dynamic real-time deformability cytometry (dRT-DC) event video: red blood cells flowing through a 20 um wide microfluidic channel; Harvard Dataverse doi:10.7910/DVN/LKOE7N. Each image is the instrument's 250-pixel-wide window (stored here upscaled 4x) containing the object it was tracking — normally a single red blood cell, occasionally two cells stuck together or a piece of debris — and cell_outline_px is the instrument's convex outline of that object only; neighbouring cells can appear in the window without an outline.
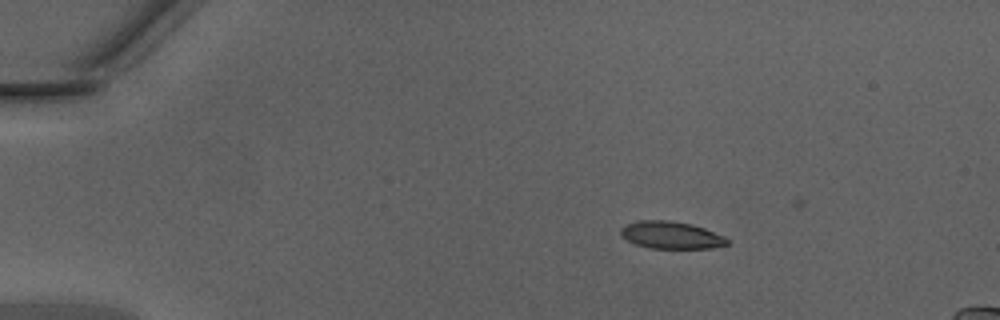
{"species": "Egyptian fruit bat (a non-hibernating species)", "species_latin": "Rousettus aegyptiacus", "temperature_condition": "warm", "stored_images_in_passage": 42, "segment_of_instrument_passage": [1, 2], "camera_frame_rate_fps": 3000, "um_per_image_px": 0.085, "animal": {"sex": "male"}, "frame": {"image": 1, "passage_image": 1, "time_ms": 0.0, "image_size_px": [1000, 320], "cell_outline_px": [[728, 244], [712, 248], [648, 248], [636, 244], [620, 236], [620, 228], [636, 220], [668, 220], [692, 224], [704, 228], [724, 236], [728, 240]], "centroid_in_image_um": [57.02, 19.98], "position_along_channel_um": 28.0, "area_um2": 16.94}}
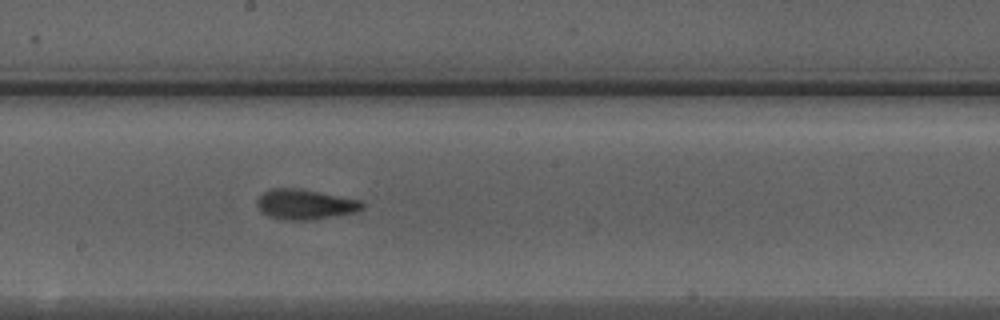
{"frame": {"image": 2, "passage_image": 20, "time_ms": 6.333, "image_size_px": [1000, 320], "cell_outline_px": [[364, 208], [356, 212], [312, 220], [284, 220], [268, 216], [256, 204], [256, 200], [268, 188], [300, 188], [360, 200], [364, 204]], "centroid_in_image_um": [25.93, 17.36], "position_along_channel_um": 222.3, "area_um2": 18.5}}
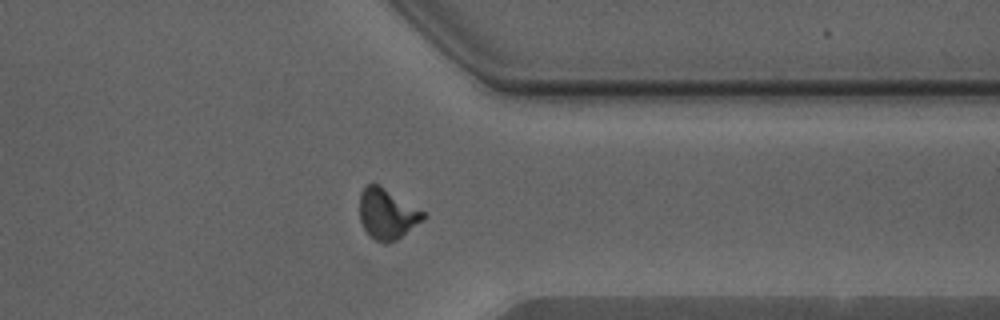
{"frame": {"image": 3, "passage_image": 31, "time_ms": 10.0, "image_size_px": [1000, 320], "cell_outline_px": [[424, 220], [396, 240], [384, 244], [376, 240], [364, 228], [360, 220], [360, 192], [368, 184], [380, 184], [424, 212]], "centroid_in_image_um": [32.9, 18.17], "position_along_channel_um": 378.5, "area_um2": 18.5}}